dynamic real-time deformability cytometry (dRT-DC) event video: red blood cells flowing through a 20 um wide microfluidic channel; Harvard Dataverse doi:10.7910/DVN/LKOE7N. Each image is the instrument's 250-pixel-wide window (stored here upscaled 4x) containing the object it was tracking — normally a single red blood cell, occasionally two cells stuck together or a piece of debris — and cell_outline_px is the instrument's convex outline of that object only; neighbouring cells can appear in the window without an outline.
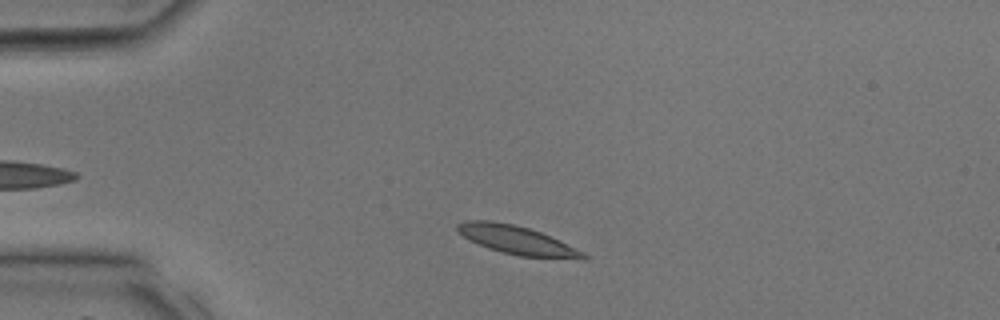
{"species": "common noctule bat (a hibernating species)", "species_latin": "Nyctalus noctula", "temperature_condition": "room temperature", "stored_images_in_passage": 30, "camera_frame_rate_fps": 3000, "um_per_image_px": 0.085, "animal": {"sex": "male", "body_mass_g": 17.9, "forearm_length_mm": 54.2}, "frame": {"image": 1, "passage_image": 3, "time_ms": 0.667, "image_size_px": [1000, 320], "cell_outline_px": [[588, 260], [584, 260], [520, 256], [488, 248], [464, 236], [456, 228], [456, 224], [464, 220], [492, 220], [516, 224], [540, 232], [584, 252], [588, 256]], "centroid_in_image_um": [43.98, 20.41], "position_along_channel_um": 41.0, "area_um2": 20.81}}
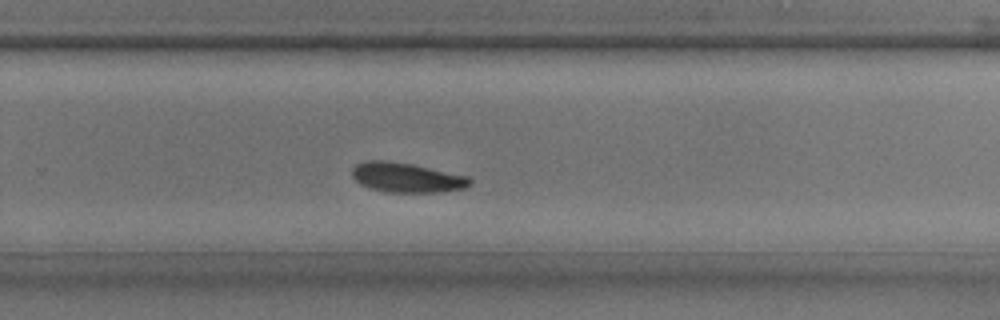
{"frame": {"image": 2, "passage_image": 18, "time_ms": 5.667, "image_size_px": [1000, 320], "cell_outline_px": [[472, 184], [464, 188], [440, 192], [388, 192], [368, 188], [360, 184], [352, 176], [352, 168], [356, 164], [368, 160], [388, 160], [412, 164], [468, 176], [472, 180]], "centroid_in_image_um": [34.55, 15.09], "position_along_channel_um": 295.2, "area_um2": 20.46}}
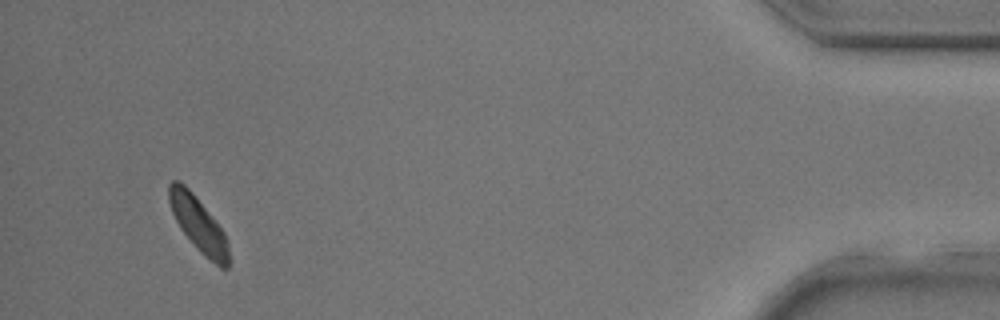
{"frame": {"image": 3, "passage_image": 28, "time_ms": 9.0, "image_size_px": [1000, 320], "cell_outline_px": [[232, 260], [228, 268], [220, 268], [204, 256], [200, 252], [180, 228], [172, 212], [168, 200], [168, 184], [172, 180], [180, 180], [192, 192], [224, 232], [228, 240]], "centroid_in_image_um": [16.9, 19.11], "position_along_channel_um": 418.3, "area_um2": 19.25}}